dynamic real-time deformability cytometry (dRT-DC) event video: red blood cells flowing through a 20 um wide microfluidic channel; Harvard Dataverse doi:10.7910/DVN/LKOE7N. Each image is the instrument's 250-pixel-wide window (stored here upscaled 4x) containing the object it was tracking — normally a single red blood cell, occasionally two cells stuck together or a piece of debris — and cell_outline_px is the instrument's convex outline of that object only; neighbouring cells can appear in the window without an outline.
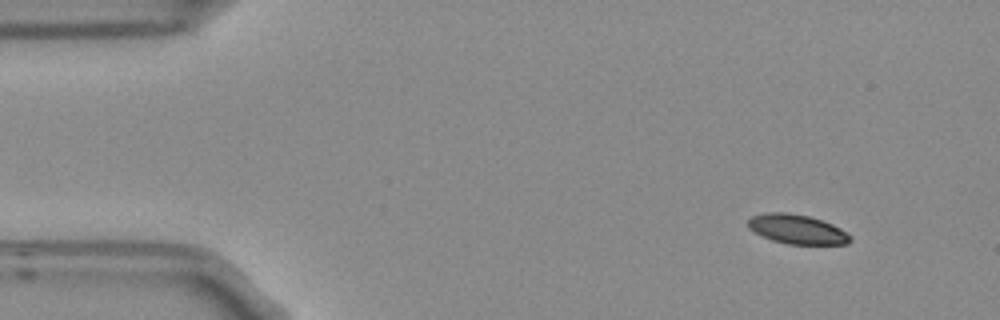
{"species": "Egyptian fruit bat (a non-hibernating species)", "species_latin": "Rousettus aegyptiacus", "temperature_condition": "room temperature", "stored_images_in_passage": 4, "camera_frame_rate_fps": 3000, "um_per_image_px": 0.085, "frame": {"image": 1, "passage_image": 1, "time_ms": 0.0, "image_size_px": [1000, 320], "cell_outline_px": [[852, 240], [848, 244], [788, 244], [772, 240], [748, 228], [748, 220], [752, 216], [764, 212], [788, 212], [808, 216], [832, 224], [840, 228], [852, 236]], "centroid_in_image_um": [67.76, 19.48], "position_along_channel_um": 17.2, "area_um2": 17.46}}
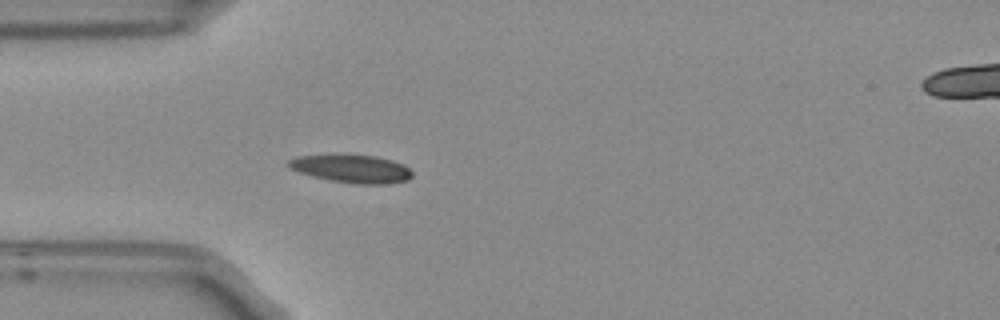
{"frame": {"image": 2, "passage_image": 4, "time_ms": 1.0, "image_size_px": [1000, 320], "cell_outline_px": [[412, 176], [408, 180], [384, 184], [356, 184], [332, 180], [312, 176], [288, 168], [284, 164], [288, 160], [296, 156], [332, 152], [376, 156], [392, 160], [404, 164], [412, 172]], "centroid_in_image_um": [29.81, 14.29], "position_along_channel_um": 55.2, "area_um2": 20.98}}